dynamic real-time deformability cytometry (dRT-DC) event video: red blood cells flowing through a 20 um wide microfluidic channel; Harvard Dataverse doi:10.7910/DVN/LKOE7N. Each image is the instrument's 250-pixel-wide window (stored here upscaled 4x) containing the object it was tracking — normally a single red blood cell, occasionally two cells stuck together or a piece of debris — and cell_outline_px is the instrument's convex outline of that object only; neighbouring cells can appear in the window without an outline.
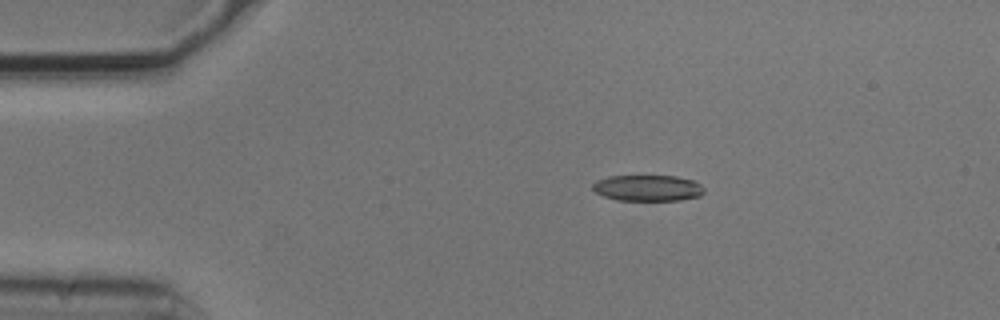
{"species": "common noctule bat (a hibernating species)", "species_latin": "Nyctalus noctula", "temperature_condition": "cold", "stored_images_in_passage": 3, "camera_frame_rate_fps": 3000, "um_per_image_px": 0.085, "animal": {"sex": "male", "body_mass_g": 20.5, "forearm_length_mm": 52.5}, "frame": {"image": 1, "passage_image": 1, "time_ms": 0.0, "image_size_px": [1000, 320], "cell_outline_px": [[704, 192], [700, 196], [680, 200], [616, 200], [604, 196], [596, 192], [592, 188], [592, 184], [596, 180], [608, 176], [676, 176], [696, 180], [704, 188]], "centroid_in_image_um": [55.07, 15.97], "position_along_channel_um": 29.9, "area_um2": 17.05}}